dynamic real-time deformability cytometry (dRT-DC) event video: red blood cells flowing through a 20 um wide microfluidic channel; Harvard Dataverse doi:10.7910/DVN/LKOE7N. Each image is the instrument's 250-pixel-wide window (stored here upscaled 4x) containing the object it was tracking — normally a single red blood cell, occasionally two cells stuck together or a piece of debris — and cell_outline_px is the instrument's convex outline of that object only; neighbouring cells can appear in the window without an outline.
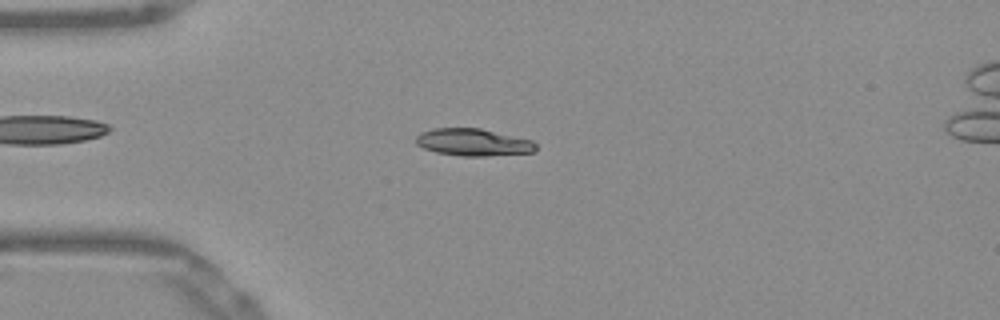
{"species": "Egyptian fruit bat (a non-hibernating species)", "species_latin": "Rousettus aegyptiacus", "temperature_condition": "warm", "stored_images_in_passage": 51, "camera_frame_rate_fps": 3000, "um_per_image_px": 0.085, "frame": {"image": 1, "passage_image": 13, "time_ms": 4.0, "image_size_px": [1000, 320], "cell_outline_px": [[536, 148], [532, 152], [484, 156], [460, 156], [436, 152], [424, 148], [416, 144], [416, 136], [420, 132], [432, 128], [480, 128], [532, 140], [536, 144]], "centroid_in_image_um": [40.18, 12.09], "position_along_channel_um": 44.8, "area_um2": 18.96}}
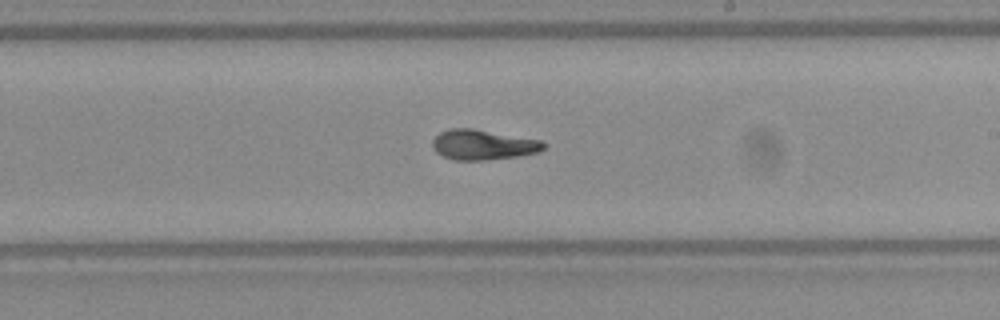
{"frame": {"image": 2, "passage_image": 30, "time_ms": 9.667, "image_size_px": [1000, 320], "cell_outline_px": [[548, 144], [540, 152], [520, 156], [484, 160], [452, 160], [436, 152], [432, 148], [432, 140], [440, 132], [448, 128], [472, 128], [540, 140]], "centroid_in_image_um": [41.05, 12.3], "position_along_channel_um": 247.9, "area_um2": 19.65}}
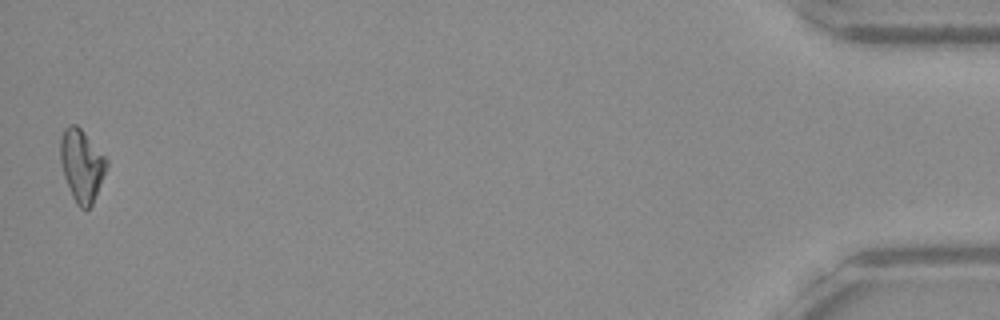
{"frame": {"image": 3, "passage_image": 51, "time_ms": 16.667, "image_size_px": [1000, 320], "cell_outline_px": [[108, 164], [92, 204], [88, 208], [80, 208], [76, 204], [72, 196], [64, 176], [60, 160], [60, 136], [64, 128], [68, 124], [76, 124], [80, 128], [108, 160]], "centroid_in_image_um": [6.92, 14.03], "position_along_channel_um": 428.3, "area_um2": 19.19}, "authors_computed_cell_mechanics": {"area_um2": 19.2474, "velocity_mm_per_s": 3.906, "shape_relaxation_time_tau1_ms": 9.9073, "shape_relaxation_time_tau2_ms": 2.7733, "deformation_change_tau1": 0.2746, "deformation_change_tau2": 0.0697}}